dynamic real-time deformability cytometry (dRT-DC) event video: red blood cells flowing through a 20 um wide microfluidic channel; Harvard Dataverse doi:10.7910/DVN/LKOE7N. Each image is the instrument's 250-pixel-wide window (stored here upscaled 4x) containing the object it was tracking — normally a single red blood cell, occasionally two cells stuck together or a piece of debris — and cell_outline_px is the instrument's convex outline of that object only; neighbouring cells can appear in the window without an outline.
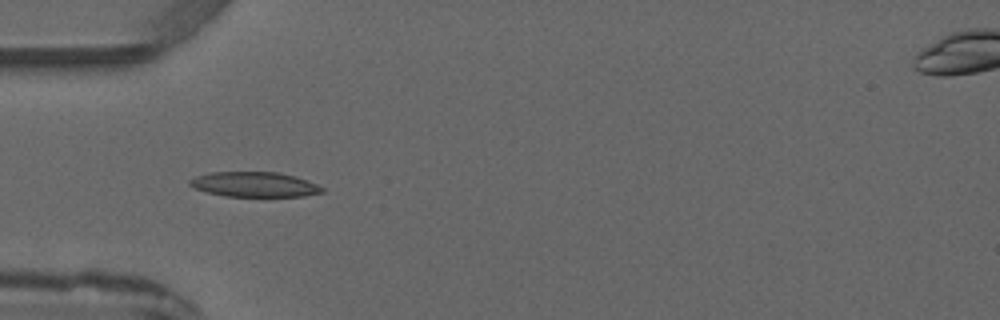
{"species": "common noctule bat (a hibernating species)", "species_latin": "Nyctalus noctula", "temperature_condition": "warm", "stored_images_in_passage": 4, "camera_frame_rate_fps": 3000, "um_per_image_px": 0.085, "animal": {"sex": "male", "forearm_length_mm": 52.5}, "frame": {"image": 1, "passage_image": 3, "time_ms": 2.333, "image_size_px": [1000, 320], "cell_outline_px": [[324, 192], [304, 196], [224, 196], [208, 192], [196, 188], [188, 184], [188, 180], [196, 176], [212, 172], [280, 172], [296, 176], [316, 184], [324, 188]], "centroid_in_image_um": [21.64, 15.67], "position_along_channel_um": 63.4, "area_um2": 19.19}}
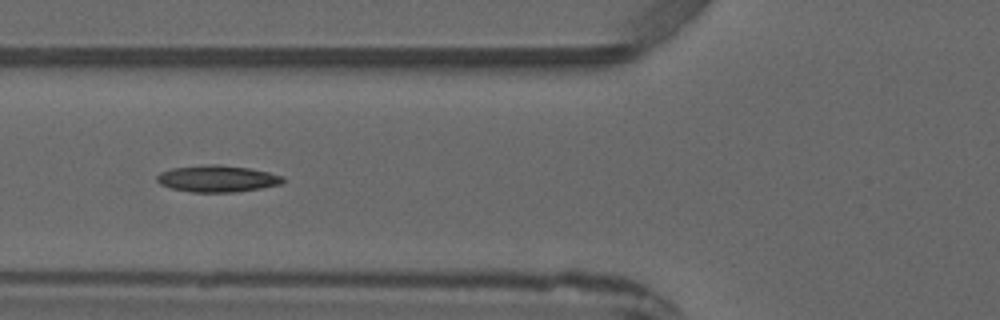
{"frame": {"image": 2, "passage_image": 4, "time_ms": 3.333, "image_size_px": [1000, 320], "cell_outline_px": [[288, 180], [284, 184], [236, 192], [192, 192], [172, 188], [160, 184], [156, 180], [156, 176], [160, 172], [172, 168], [204, 164], [220, 164], [248, 168], [268, 172], [284, 176]], "centroid_in_image_um": [18.51, 15.18], "position_along_channel_um": 107.3, "area_um2": 19.83}}